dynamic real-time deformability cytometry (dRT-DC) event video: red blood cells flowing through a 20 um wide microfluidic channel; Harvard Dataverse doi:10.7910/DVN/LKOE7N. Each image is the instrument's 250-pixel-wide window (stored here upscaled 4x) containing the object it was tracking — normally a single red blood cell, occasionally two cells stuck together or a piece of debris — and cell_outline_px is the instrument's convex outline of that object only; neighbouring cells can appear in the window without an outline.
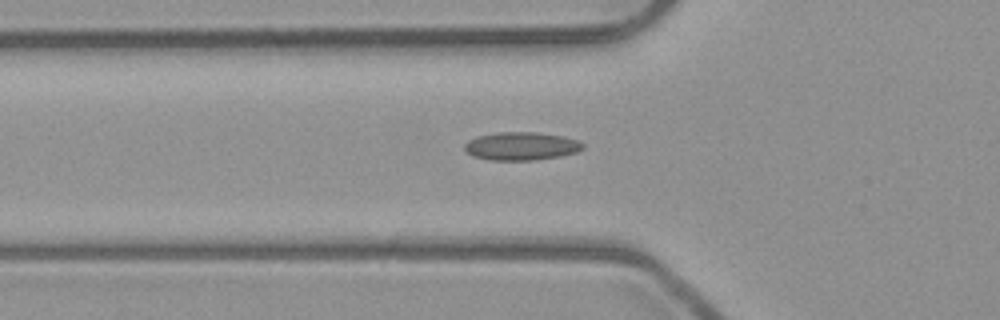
{"species": "common noctule bat (a hibernating species)", "species_latin": "Nyctalus noctula", "temperature_condition": "room temperature", "stored_images_in_passage": 34, "camera_frame_rate_fps": 3000, "um_per_image_px": 0.085, "animal": {"sex": "male", "body_mass_g": 23.1, "forearm_length_mm": 52.7}, "frame": {"image": 1, "passage_image": 4, "time_ms": 1.0, "image_size_px": [1000, 320], "cell_outline_px": [[584, 148], [576, 152], [560, 156], [532, 160], [488, 160], [472, 156], [464, 148], [464, 144], [468, 140], [476, 136], [496, 132], [536, 132], [564, 136], [580, 140], [584, 144]], "centroid_in_image_um": [44.31, 12.41], "position_along_channel_um": 81.5, "area_um2": 19.59}}
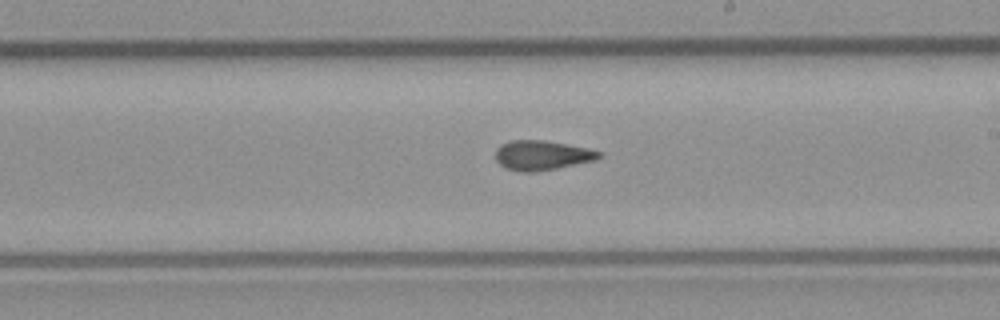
{"frame": {"image": 2, "passage_image": 16, "time_ms": 5.0, "image_size_px": [1000, 320], "cell_outline_px": [[600, 156], [596, 160], [536, 172], [524, 172], [504, 168], [496, 160], [496, 148], [500, 144], [512, 140], [544, 140], [568, 144], [588, 148], [600, 152]], "centroid_in_image_um": [46.03, 13.19], "position_along_channel_um": 243.0, "area_um2": 17.86}}
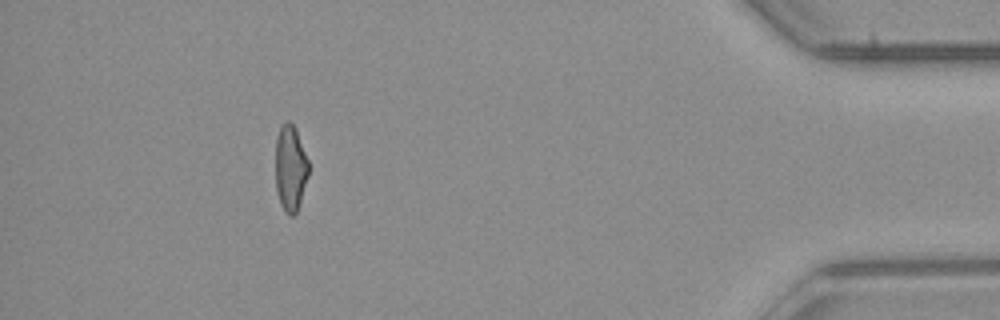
{"frame": {"image": 3, "passage_image": 33, "time_ms": 10.667, "image_size_px": [1000, 320], "cell_outline_px": [[308, 176], [296, 212], [292, 216], [288, 216], [284, 212], [280, 204], [276, 188], [276, 140], [280, 124], [288, 120], [296, 128], [308, 160]], "centroid_in_image_um": [24.67, 14.27], "position_along_channel_um": 410.5, "area_um2": 16.59}}